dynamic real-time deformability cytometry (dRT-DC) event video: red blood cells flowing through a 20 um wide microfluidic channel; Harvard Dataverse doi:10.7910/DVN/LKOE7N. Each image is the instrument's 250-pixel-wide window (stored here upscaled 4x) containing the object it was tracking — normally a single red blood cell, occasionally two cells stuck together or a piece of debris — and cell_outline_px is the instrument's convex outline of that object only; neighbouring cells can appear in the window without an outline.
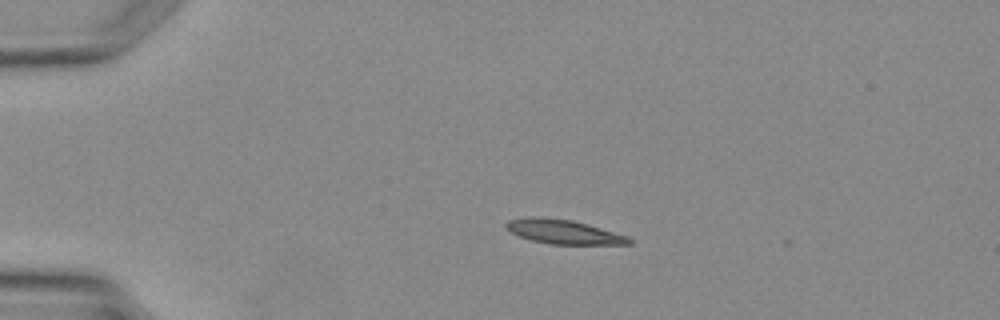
{"species": "Egyptian fruit bat (a non-hibernating species)", "species_latin": "Rousettus aegyptiacus", "temperature_condition": "warm", "stored_images_in_passage": 4, "camera_frame_rate_fps": 3000, "um_per_image_px": 0.085, "animal": {"sex": "female"}, "frame": {"image": 1, "passage_image": 2, "time_ms": 1.333, "image_size_px": [1000, 320], "cell_outline_px": [[632, 244], [552, 244], [532, 240], [520, 236], [512, 232], [504, 224], [508, 220], [572, 220], [628, 236], [632, 240]], "centroid_in_image_um": [48.04, 19.76], "position_along_channel_um": 37.0, "area_um2": 16.07}}